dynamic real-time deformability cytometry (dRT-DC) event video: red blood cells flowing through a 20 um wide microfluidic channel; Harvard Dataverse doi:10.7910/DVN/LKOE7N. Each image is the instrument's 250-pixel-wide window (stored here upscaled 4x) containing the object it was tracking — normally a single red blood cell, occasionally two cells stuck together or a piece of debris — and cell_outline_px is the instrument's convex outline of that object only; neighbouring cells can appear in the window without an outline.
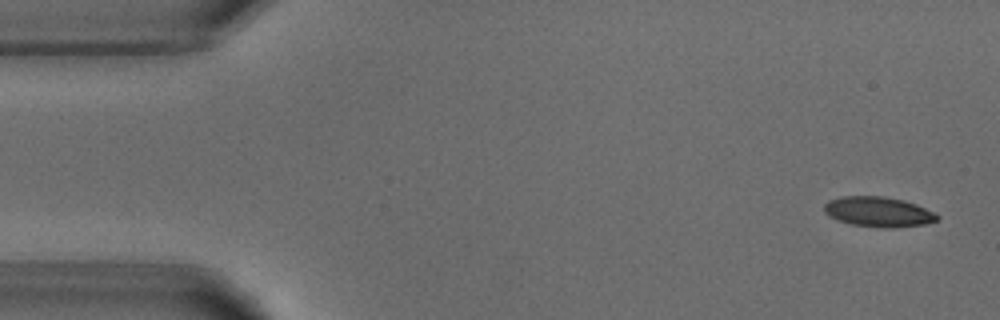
{"species": "common noctule bat (a hibernating species)", "species_latin": "Nyctalus noctula", "temperature_condition": "warm", "stored_images_in_passage": 5, "camera_frame_rate_fps": 3000, "um_per_image_px": 0.085, "animal": {"sex": "male", "body_mass_g": 18.8}, "frame": {"image": 1, "passage_image": 1, "time_ms": 0.0, "image_size_px": [1000, 320], "cell_outline_px": [[940, 216], [936, 220], [924, 224], [896, 228], [880, 228], [852, 224], [836, 220], [828, 216], [824, 212], [824, 204], [828, 200], [840, 196], [884, 196], [904, 200], [916, 204]], "centroid_in_image_um": [74.61, 18.0], "position_along_channel_um": 10.4, "area_um2": 19.94}}
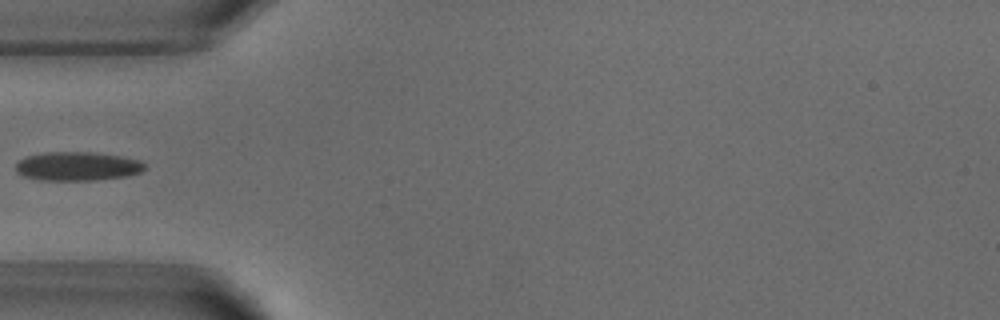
{"frame": {"image": 2, "passage_image": 4, "time_ms": 4.667, "image_size_px": [1000, 320], "cell_outline_px": [[148, 168], [140, 172], [128, 176], [92, 180], [40, 180], [20, 176], [16, 172], [16, 164], [24, 156], [44, 152], [92, 152], [120, 156], [140, 160]], "centroid_in_image_um": [6.55, 14.13], "position_along_channel_um": 78.4, "area_um2": 21.91}}